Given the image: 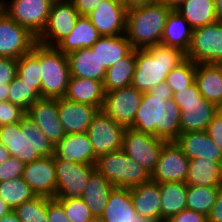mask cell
Here are the masks:
<instances>
[{"label": "cell", "mask_w": 222, "mask_h": 222, "mask_svg": "<svg viewBox=\"0 0 222 222\" xmlns=\"http://www.w3.org/2000/svg\"><path fill=\"white\" fill-rule=\"evenodd\" d=\"M153 95L160 96H173L172 89L166 84V82L159 83L156 87L149 91Z\"/></svg>", "instance_id": "816d5d0a"}, {"label": "cell", "mask_w": 222, "mask_h": 222, "mask_svg": "<svg viewBox=\"0 0 222 222\" xmlns=\"http://www.w3.org/2000/svg\"><path fill=\"white\" fill-rule=\"evenodd\" d=\"M126 7L116 0H102L88 15L101 36H119L126 32Z\"/></svg>", "instance_id": "ac0fdd59"}, {"label": "cell", "mask_w": 222, "mask_h": 222, "mask_svg": "<svg viewBox=\"0 0 222 222\" xmlns=\"http://www.w3.org/2000/svg\"><path fill=\"white\" fill-rule=\"evenodd\" d=\"M47 221L71 222V220L66 215L62 204L55 198L47 197Z\"/></svg>", "instance_id": "bcb514c9"}, {"label": "cell", "mask_w": 222, "mask_h": 222, "mask_svg": "<svg viewBox=\"0 0 222 222\" xmlns=\"http://www.w3.org/2000/svg\"><path fill=\"white\" fill-rule=\"evenodd\" d=\"M11 157L7 147L0 143V164Z\"/></svg>", "instance_id": "6f0895ef"}, {"label": "cell", "mask_w": 222, "mask_h": 222, "mask_svg": "<svg viewBox=\"0 0 222 222\" xmlns=\"http://www.w3.org/2000/svg\"><path fill=\"white\" fill-rule=\"evenodd\" d=\"M0 143L7 147L12 157L25 164L55 153L53 143L28 116L20 122L1 126Z\"/></svg>", "instance_id": "7a4b0ae2"}, {"label": "cell", "mask_w": 222, "mask_h": 222, "mask_svg": "<svg viewBox=\"0 0 222 222\" xmlns=\"http://www.w3.org/2000/svg\"><path fill=\"white\" fill-rule=\"evenodd\" d=\"M193 28L217 21L215 3L212 0H186L175 9Z\"/></svg>", "instance_id": "836d02e7"}, {"label": "cell", "mask_w": 222, "mask_h": 222, "mask_svg": "<svg viewBox=\"0 0 222 222\" xmlns=\"http://www.w3.org/2000/svg\"><path fill=\"white\" fill-rule=\"evenodd\" d=\"M96 169L114 187L131 189L151 180V174L122 149L100 156Z\"/></svg>", "instance_id": "8992f818"}, {"label": "cell", "mask_w": 222, "mask_h": 222, "mask_svg": "<svg viewBox=\"0 0 222 222\" xmlns=\"http://www.w3.org/2000/svg\"><path fill=\"white\" fill-rule=\"evenodd\" d=\"M63 206L71 222H89L94 219L89 207L81 197L55 198Z\"/></svg>", "instance_id": "b9f144b4"}, {"label": "cell", "mask_w": 222, "mask_h": 222, "mask_svg": "<svg viewBox=\"0 0 222 222\" xmlns=\"http://www.w3.org/2000/svg\"><path fill=\"white\" fill-rule=\"evenodd\" d=\"M192 34L193 28L189 23L178 12L172 10L167 17L161 44L179 48L186 53Z\"/></svg>", "instance_id": "1f68e13d"}, {"label": "cell", "mask_w": 222, "mask_h": 222, "mask_svg": "<svg viewBox=\"0 0 222 222\" xmlns=\"http://www.w3.org/2000/svg\"><path fill=\"white\" fill-rule=\"evenodd\" d=\"M220 186L187 185V209L208 216L218 195Z\"/></svg>", "instance_id": "8d00e7d4"}, {"label": "cell", "mask_w": 222, "mask_h": 222, "mask_svg": "<svg viewBox=\"0 0 222 222\" xmlns=\"http://www.w3.org/2000/svg\"><path fill=\"white\" fill-rule=\"evenodd\" d=\"M80 15L88 16L102 0H71Z\"/></svg>", "instance_id": "681fc988"}, {"label": "cell", "mask_w": 222, "mask_h": 222, "mask_svg": "<svg viewBox=\"0 0 222 222\" xmlns=\"http://www.w3.org/2000/svg\"><path fill=\"white\" fill-rule=\"evenodd\" d=\"M79 16L71 1L52 3L46 26L37 37V43L55 47L72 32Z\"/></svg>", "instance_id": "5bb4252c"}, {"label": "cell", "mask_w": 222, "mask_h": 222, "mask_svg": "<svg viewBox=\"0 0 222 222\" xmlns=\"http://www.w3.org/2000/svg\"><path fill=\"white\" fill-rule=\"evenodd\" d=\"M21 222H48L47 197L37 196L13 210Z\"/></svg>", "instance_id": "60d3db41"}, {"label": "cell", "mask_w": 222, "mask_h": 222, "mask_svg": "<svg viewBox=\"0 0 222 222\" xmlns=\"http://www.w3.org/2000/svg\"><path fill=\"white\" fill-rule=\"evenodd\" d=\"M51 6L50 0H3L4 12L36 37L46 26Z\"/></svg>", "instance_id": "9c48e42d"}, {"label": "cell", "mask_w": 222, "mask_h": 222, "mask_svg": "<svg viewBox=\"0 0 222 222\" xmlns=\"http://www.w3.org/2000/svg\"><path fill=\"white\" fill-rule=\"evenodd\" d=\"M195 69L196 64L186 58L170 71L165 82L172 89L173 93L187 89L195 82Z\"/></svg>", "instance_id": "ab89813d"}, {"label": "cell", "mask_w": 222, "mask_h": 222, "mask_svg": "<svg viewBox=\"0 0 222 222\" xmlns=\"http://www.w3.org/2000/svg\"><path fill=\"white\" fill-rule=\"evenodd\" d=\"M173 99L181 110V133L206 131L220 109L201 95L195 82L187 89L173 93Z\"/></svg>", "instance_id": "52a82bcc"}, {"label": "cell", "mask_w": 222, "mask_h": 222, "mask_svg": "<svg viewBox=\"0 0 222 222\" xmlns=\"http://www.w3.org/2000/svg\"><path fill=\"white\" fill-rule=\"evenodd\" d=\"M36 194L22 177L0 182V198L10 210L33 200Z\"/></svg>", "instance_id": "d590c367"}, {"label": "cell", "mask_w": 222, "mask_h": 222, "mask_svg": "<svg viewBox=\"0 0 222 222\" xmlns=\"http://www.w3.org/2000/svg\"><path fill=\"white\" fill-rule=\"evenodd\" d=\"M207 218L208 222H222V186L219 187L216 201Z\"/></svg>", "instance_id": "f907efd6"}, {"label": "cell", "mask_w": 222, "mask_h": 222, "mask_svg": "<svg viewBox=\"0 0 222 222\" xmlns=\"http://www.w3.org/2000/svg\"><path fill=\"white\" fill-rule=\"evenodd\" d=\"M116 1H119L122 4H124L126 2V0H116Z\"/></svg>", "instance_id": "03108f58"}, {"label": "cell", "mask_w": 222, "mask_h": 222, "mask_svg": "<svg viewBox=\"0 0 222 222\" xmlns=\"http://www.w3.org/2000/svg\"><path fill=\"white\" fill-rule=\"evenodd\" d=\"M195 83L206 100L222 109V64H196Z\"/></svg>", "instance_id": "cb8c5ba5"}, {"label": "cell", "mask_w": 222, "mask_h": 222, "mask_svg": "<svg viewBox=\"0 0 222 222\" xmlns=\"http://www.w3.org/2000/svg\"><path fill=\"white\" fill-rule=\"evenodd\" d=\"M91 49L106 68L113 66L134 50L125 34L101 36Z\"/></svg>", "instance_id": "4dcf8cb0"}, {"label": "cell", "mask_w": 222, "mask_h": 222, "mask_svg": "<svg viewBox=\"0 0 222 222\" xmlns=\"http://www.w3.org/2000/svg\"><path fill=\"white\" fill-rule=\"evenodd\" d=\"M89 222H102L100 218H94L93 220L89 221Z\"/></svg>", "instance_id": "e7e4bbea"}, {"label": "cell", "mask_w": 222, "mask_h": 222, "mask_svg": "<svg viewBox=\"0 0 222 222\" xmlns=\"http://www.w3.org/2000/svg\"><path fill=\"white\" fill-rule=\"evenodd\" d=\"M206 133L222 150V109H219L213 116V119L206 128Z\"/></svg>", "instance_id": "7dc6e473"}, {"label": "cell", "mask_w": 222, "mask_h": 222, "mask_svg": "<svg viewBox=\"0 0 222 222\" xmlns=\"http://www.w3.org/2000/svg\"><path fill=\"white\" fill-rule=\"evenodd\" d=\"M54 155L64 162L96 165L98 160L86 132L66 134L55 146Z\"/></svg>", "instance_id": "44dd1931"}, {"label": "cell", "mask_w": 222, "mask_h": 222, "mask_svg": "<svg viewBox=\"0 0 222 222\" xmlns=\"http://www.w3.org/2000/svg\"><path fill=\"white\" fill-rule=\"evenodd\" d=\"M138 218L130 189L114 187L107 200L102 222H134Z\"/></svg>", "instance_id": "d4e9b609"}, {"label": "cell", "mask_w": 222, "mask_h": 222, "mask_svg": "<svg viewBox=\"0 0 222 222\" xmlns=\"http://www.w3.org/2000/svg\"><path fill=\"white\" fill-rule=\"evenodd\" d=\"M186 0H159V2L164 3L168 6L171 10L177 9L182 3Z\"/></svg>", "instance_id": "11a10c76"}, {"label": "cell", "mask_w": 222, "mask_h": 222, "mask_svg": "<svg viewBox=\"0 0 222 222\" xmlns=\"http://www.w3.org/2000/svg\"><path fill=\"white\" fill-rule=\"evenodd\" d=\"M9 88L8 101L26 112L37 100L42 98L41 93L32 84L23 81L17 75L11 81Z\"/></svg>", "instance_id": "74e56055"}, {"label": "cell", "mask_w": 222, "mask_h": 222, "mask_svg": "<svg viewBox=\"0 0 222 222\" xmlns=\"http://www.w3.org/2000/svg\"><path fill=\"white\" fill-rule=\"evenodd\" d=\"M0 222H21V220L13 210H9L0 218Z\"/></svg>", "instance_id": "db71d44e"}, {"label": "cell", "mask_w": 222, "mask_h": 222, "mask_svg": "<svg viewBox=\"0 0 222 222\" xmlns=\"http://www.w3.org/2000/svg\"><path fill=\"white\" fill-rule=\"evenodd\" d=\"M18 59L0 57V84H10L17 75Z\"/></svg>", "instance_id": "f6af8a7d"}, {"label": "cell", "mask_w": 222, "mask_h": 222, "mask_svg": "<svg viewBox=\"0 0 222 222\" xmlns=\"http://www.w3.org/2000/svg\"><path fill=\"white\" fill-rule=\"evenodd\" d=\"M10 209L6 206L3 200L0 198V218L5 215Z\"/></svg>", "instance_id": "91938a15"}, {"label": "cell", "mask_w": 222, "mask_h": 222, "mask_svg": "<svg viewBox=\"0 0 222 222\" xmlns=\"http://www.w3.org/2000/svg\"><path fill=\"white\" fill-rule=\"evenodd\" d=\"M136 69V50L107 68L103 88L105 92L132 85Z\"/></svg>", "instance_id": "e575fe53"}, {"label": "cell", "mask_w": 222, "mask_h": 222, "mask_svg": "<svg viewBox=\"0 0 222 222\" xmlns=\"http://www.w3.org/2000/svg\"><path fill=\"white\" fill-rule=\"evenodd\" d=\"M52 3L69 2L71 0H50Z\"/></svg>", "instance_id": "6125c7cd"}, {"label": "cell", "mask_w": 222, "mask_h": 222, "mask_svg": "<svg viewBox=\"0 0 222 222\" xmlns=\"http://www.w3.org/2000/svg\"><path fill=\"white\" fill-rule=\"evenodd\" d=\"M187 185L222 186V161L206 158L189 160Z\"/></svg>", "instance_id": "f546056e"}, {"label": "cell", "mask_w": 222, "mask_h": 222, "mask_svg": "<svg viewBox=\"0 0 222 222\" xmlns=\"http://www.w3.org/2000/svg\"><path fill=\"white\" fill-rule=\"evenodd\" d=\"M37 37L4 11L0 14V57L19 59L32 51Z\"/></svg>", "instance_id": "9a60e30c"}, {"label": "cell", "mask_w": 222, "mask_h": 222, "mask_svg": "<svg viewBox=\"0 0 222 222\" xmlns=\"http://www.w3.org/2000/svg\"><path fill=\"white\" fill-rule=\"evenodd\" d=\"M105 97L103 82L90 78L70 77L64 98L92 105L101 110Z\"/></svg>", "instance_id": "83f0119b"}, {"label": "cell", "mask_w": 222, "mask_h": 222, "mask_svg": "<svg viewBox=\"0 0 222 222\" xmlns=\"http://www.w3.org/2000/svg\"><path fill=\"white\" fill-rule=\"evenodd\" d=\"M17 76L23 81L32 84L41 93L39 43L33 47L31 52L18 59Z\"/></svg>", "instance_id": "f35d334b"}, {"label": "cell", "mask_w": 222, "mask_h": 222, "mask_svg": "<svg viewBox=\"0 0 222 222\" xmlns=\"http://www.w3.org/2000/svg\"><path fill=\"white\" fill-rule=\"evenodd\" d=\"M22 178L31 187L36 196L55 198L57 179L54 155L41 157L25 164Z\"/></svg>", "instance_id": "e0dca14e"}, {"label": "cell", "mask_w": 222, "mask_h": 222, "mask_svg": "<svg viewBox=\"0 0 222 222\" xmlns=\"http://www.w3.org/2000/svg\"><path fill=\"white\" fill-rule=\"evenodd\" d=\"M171 11L159 1L126 11L125 35L134 50L161 44L167 17Z\"/></svg>", "instance_id": "277c9868"}, {"label": "cell", "mask_w": 222, "mask_h": 222, "mask_svg": "<svg viewBox=\"0 0 222 222\" xmlns=\"http://www.w3.org/2000/svg\"><path fill=\"white\" fill-rule=\"evenodd\" d=\"M186 59L179 48L162 44L136 50V69L132 86L148 92L166 80L170 71Z\"/></svg>", "instance_id": "3957f363"}, {"label": "cell", "mask_w": 222, "mask_h": 222, "mask_svg": "<svg viewBox=\"0 0 222 222\" xmlns=\"http://www.w3.org/2000/svg\"><path fill=\"white\" fill-rule=\"evenodd\" d=\"M130 193L139 218L161 221L160 183L150 180L131 188Z\"/></svg>", "instance_id": "7402d4cb"}, {"label": "cell", "mask_w": 222, "mask_h": 222, "mask_svg": "<svg viewBox=\"0 0 222 222\" xmlns=\"http://www.w3.org/2000/svg\"><path fill=\"white\" fill-rule=\"evenodd\" d=\"M134 222H161V221H157V220H146V219H141V218H137Z\"/></svg>", "instance_id": "94428289"}, {"label": "cell", "mask_w": 222, "mask_h": 222, "mask_svg": "<svg viewBox=\"0 0 222 222\" xmlns=\"http://www.w3.org/2000/svg\"><path fill=\"white\" fill-rule=\"evenodd\" d=\"M70 76L90 78L104 82L107 68L101 64L91 48H83L68 55Z\"/></svg>", "instance_id": "484cf974"}, {"label": "cell", "mask_w": 222, "mask_h": 222, "mask_svg": "<svg viewBox=\"0 0 222 222\" xmlns=\"http://www.w3.org/2000/svg\"><path fill=\"white\" fill-rule=\"evenodd\" d=\"M25 163L15 157H10L0 164V182H5L23 175Z\"/></svg>", "instance_id": "ee69618b"}, {"label": "cell", "mask_w": 222, "mask_h": 222, "mask_svg": "<svg viewBox=\"0 0 222 222\" xmlns=\"http://www.w3.org/2000/svg\"><path fill=\"white\" fill-rule=\"evenodd\" d=\"M166 222H208V218L202 213L186 208Z\"/></svg>", "instance_id": "c3c4849f"}, {"label": "cell", "mask_w": 222, "mask_h": 222, "mask_svg": "<svg viewBox=\"0 0 222 222\" xmlns=\"http://www.w3.org/2000/svg\"><path fill=\"white\" fill-rule=\"evenodd\" d=\"M175 142L189 160L206 158L212 161H222V150L206 131L180 133Z\"/></svg>", "instance_id": "603a6c76"}, {"label": "cell", "mask_w": 222, "mask_h": 222, "mask_svg": "<svg viewBox=\"0 0 222 222\" xmlns=\"http://www.w3.org/2000/svg\"><path fill=\"white\" fill-rule=\"evenodd\" d=\"M10 84H0V102L8 101Z\"/></svg>", "instance_id": "9f6ffc18"}, {"label": "cell", "mask_w": 222, "mask_h": 222, "mask_svg": "<svg viewBox=\"0 0 222 222\" xmlns=\"http://www.w3.org/2000/svg\"><path fill=\"white\" fill-rule=\"evenodd\" d=\"M57 108L65 134L87 132L94 116L100 110L92 105L74 102L64 97L57 99Z\"/></svg>", "instance_id": "ffe728a7"}, {"label": "cell", "mask_w": 222, "mask_h": 222, "mask_svg": "<svg viewBox=\"0 0 222 222\" xmlns=\"http://www.w3.org/2000/svg\"><path fill=\"white\" fill-rule=\"evenodd\" d=\"M161 222H166L187 208V184L184 182L160 183Z\"/></svg>", "instance_id": "d6a6232c"}, {"label": "cell", "mask_w": 222, "mask_h": 222, "mask_svg": "<svg viewBox=\"0 0 222 222\" xmlns=\"http://www.w3.org/2000/svg\"><path fill=\"white\" fill-rule=\"evenodd\" d=\"M180 115V107L174 101L173 96L144 92L130 128L154 135L167 142L175 141L181 133Z\"/></svg>", "instance_id": "6da1fadb"}, {"label": "cell", "mask_w": 222, "mask_h": 222, "mask_svg": "<svg viewBox=\"0 0 222 222\" xmlns=\"http://www.w3.org/2000/svg\"><path fill=\"white\" fill-rule=\"evenodd\" d=\"M166 142L154 135L127 128L122 150L152 174Z\"/></svg>", "instance_id": "30bf717a"}, {"label": "cell", "mask_w": 222, "mask_h": 222, "mask_svg": "<svg viewBox=\"0 0 222 222\" xmlns=\"http://www.w3.org/2000/svg\"><path fill=\"white\" fill-rule=\"evenodd\" d=\"M101 37L90 18L80 15L72 32L62 39L55 48L68 55L83 48H91Z\"/></svg>", "instance_id": "4316f807"}, {"label": "cell", "mask_w": 222, "mask_h": 222, "mask_svg": "<svg viewBox=\"0 0 222 222\" xmlns=\"http://www.w3.org/2000/svg\"><path fill=\"white\" fill-rule=\"evenodd\" d=\"M142 97L143 92L132 85L105 92L101 110L116 123L130 128Z\"/></svg>", "instance_id": "4fadbf2b"}, {"label": "cell", "mask_w": 222, "mask_h": 222, "mask_svg": "<svg viewBox=\"0 0 222 222\" xmlns=\"http://www.w3.org/2000/svg\"><path fill=\"white\" fill-rule=\"evenodd\" d=\"M26 116V111L9 101L0 102V127L20 122Z\"/></svg>", "instance_id": "7bdbcfd3"}, {"label": "cell", "mask_w": 222, "mask_h": 222, "mask_svg": "<svg viewBox=\"0 0 222 222\" xmlns=\"http://www.w3.org/2000/svg\"><path fill=\"white\" fill-rule=\"evenodd\" d=\"M4 11L3 0H0V14Z\"/></svg>", "instance_id": "be15d7a7"}, {"label": "cell", "mask_w": 222, "mask_h": 222, "mask_svg": "<svg viewBox=\"0 0 222 222\" xmlns=\"http://www.w3.org/2000/svg\"><path fill=\"white\" fill-rule=\"evenodd\" d=\"M126 129L99 110L86 132L96 157L121 150Z\"/></svg>", "instance_id": "7c38bea8"}, {"label": "cell", "mask_w": 222, "mask_h": 222, "mask_svg": "<svg viewBox=\"0 0 222 222\" xmlns=\"http://www.w3.org/2000/svg\"><path fill=\"white\" fill-rule=\"evenodd\" d=\"M185 56L195 64H222V23L193 29Z\"/></svg>", "instance_id": "ba28073f"}, {"label": "cell", "mask_w": 222, "mask_h": 222, "mask_svg": "<svg viewBox=\"0 0 222 222\" xmlns=\"http://www.w3.org/2000/svg\"><path fill=\"white\" fill-rule=\"evenodd\" d=\"M216 18L219 23H222V0H217L215 3Z\"/></svg>", "instance_id": "680465c9"}, {"label": "cell", "mask_w": 222, "mask_h": 222, "mask_svg": "<svg viewBox=\"0 0 222 222\" xmlns=\"http://www.w3.org/2000/svg\"><path fill=\"white\" fill-rule=\"evenodd\" d=\"M189 158L175 141L163 145L159 160L151 174V180L157 183H186Z\"/></svg>", "instance_id": "2e32d148"}, {"label": "cell", "mask_w": 222, "mask_h": 222, "mask_svg": "<svg viewBox=\"0 0 222 222\" xmlns=\"http://www.w3.org/2000/svg\"><path fill=\"white\" fill-rule=\"evenodd\" d=\"M54 165L57 179L55 198L80 197L91 174L96 170L94 164L64 162L55 155Z\"/></svg>", "instance_id": "8fae6325"}, {"label": "cell", "mask_w": 222, "mask_h": 222, "mask_svg": "<svg viewBox=\"0 0 222 222\" xmlns=\"http://www.w3.org/2000/svg\"><path fill=\"white\" fill-rule=\"evenodd\" d=\"M113 184L97 169L91 174L89 182L80 196L89 207L94 218H100L105 210Z\"/></svg>", "instance_id": "f1b7e54d"}, {"label": "cell", "mask_w": 222, "mask_h": 222, "mask_svg": "<svg viewBox=\"0 0 222 222\" xmlns=\"http://www.w3.org/2000/svg\"><path fill=\"white\" fill-rule=\"evenodd\" d=\"M159 0H126L124 3L126 9L141 7L158 2Z\"/></svg>", "instance_id": "f5cc1de1"}, {"label": "cell", "mask_w": 222, "mask_h": 222, "mask_svg": "<svg viewBox=\"0 0 222 222\" xmlns=\"http://www.w3.org/2000/svg\"><path fill=\"white\" fill-rule=\"evenodd\" d=\"M26 116L39 126L54 146L66 135L58 115L57 99L37 100L28 109Z\"/></svg>", "instance_id": "d6986e66"}, {"label": "cell", "mask_w": 222, "mask_h": 222, "mask_svg": "<svg viewBox=\"0 0 222 222\" xmlns=\"http://www.w3.org/2000/svg\"><path fill=\"white\" fill-rule=\"evenodd\" d=\"M41 97L59 99L65 96L70 79L68 56L55 47L39 44Z\"/></svg>", "instance_id": "5b68a950"}]
</instances>
